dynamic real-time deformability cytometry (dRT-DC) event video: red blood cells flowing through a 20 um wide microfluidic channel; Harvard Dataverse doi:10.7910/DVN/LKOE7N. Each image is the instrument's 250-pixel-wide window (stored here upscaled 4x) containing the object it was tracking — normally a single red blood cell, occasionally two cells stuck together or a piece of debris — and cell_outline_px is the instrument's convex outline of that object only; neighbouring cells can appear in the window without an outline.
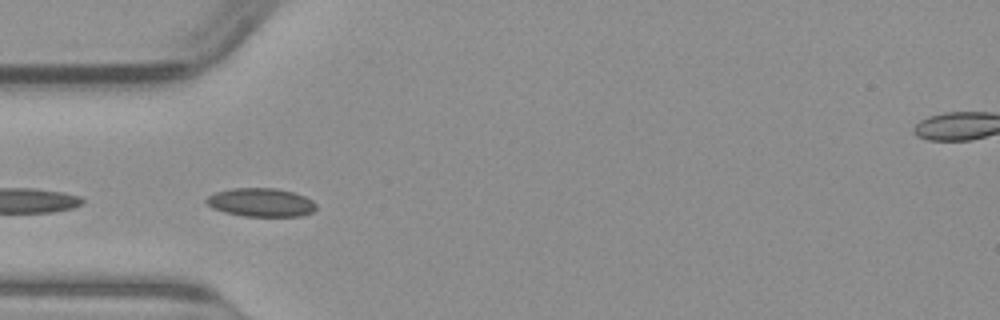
{"species": "common noctule bat (a hibernating species)", "species_latin": "Nyctalus noctula", "temperature_condition": "warm", "stored_images_in_passage": 48, "camera_frame_rate_fps": 3000, "um_per_image_px": 0.085, "animal": {"sex": "male", "body_mass_g": 23.1, "forearm_length_mm": 52.7}, "frame": {"image": 1, "passage_image": 14, "time_ms": 4.333, "image_size_px": [1000, 320], "cell_outline_px": [[316, 208], [312, 212], [300, 216], [244, 216], [224, 212], [212, 208], [204, 200], [208, 196], [216, 192], [232, 188], [276, 188], [292, 192], [304, 196], [312, 200], [316, 204]], "centroid_in_image_um": [22.17, 17.2], "position_along_channel_um": 62.8, "area_um2": 18.21}}